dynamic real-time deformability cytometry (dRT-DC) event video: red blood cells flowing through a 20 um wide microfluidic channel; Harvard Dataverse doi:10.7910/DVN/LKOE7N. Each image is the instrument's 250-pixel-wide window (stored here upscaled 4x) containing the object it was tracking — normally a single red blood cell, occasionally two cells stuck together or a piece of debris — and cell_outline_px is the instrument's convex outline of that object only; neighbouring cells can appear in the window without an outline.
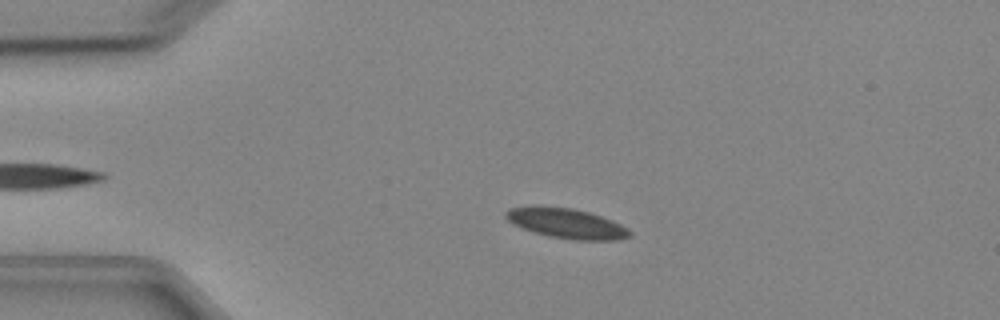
{"species": "Egyptian fruit bat (a non-hibernating species)", "species_latin": "Rousettus aegyptiacus", "temperature_condition": "cold", "stored_images_in_passage": 4, "camera_frame_rate_fps": 3000, "um_per_image_px": 0.085, "animal": {"sex": "female"}, "frame": {"image": 1, "passage_image": 3, "time_ms": 2.333, "image_size_px": [1000, 320], "cell_outline_px": [[632, 232], [628, 236], [616, 240], [572, 240], [548, 236], [512, 224], [504, 216], [504, 212], [508, 208], [536, 204], [572, 208], [588, 212], [612, 220], [628, 228]], "centroid_in_image_um": [48.09, 18.96], "position_along_channel_um": 36.9, "area_um2": 21.91}}